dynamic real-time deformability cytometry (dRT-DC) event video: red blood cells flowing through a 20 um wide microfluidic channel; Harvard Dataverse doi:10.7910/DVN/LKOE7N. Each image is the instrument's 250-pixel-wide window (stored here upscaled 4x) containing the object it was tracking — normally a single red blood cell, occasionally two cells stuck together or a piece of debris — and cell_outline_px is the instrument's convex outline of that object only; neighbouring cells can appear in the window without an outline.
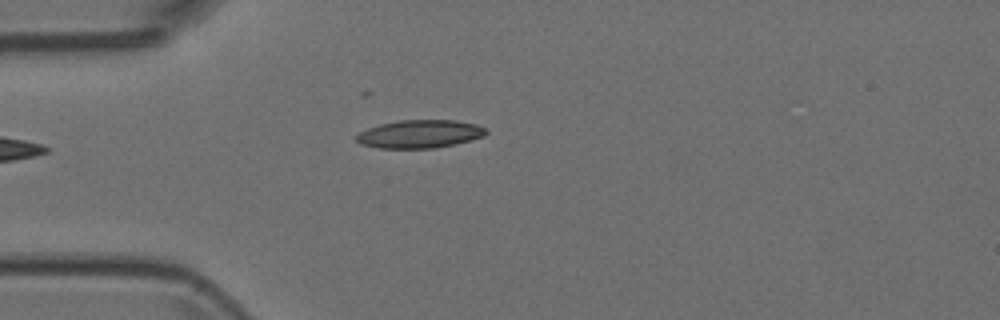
{"species": "Egyptian fruit bat (a non-hibernating species)", "species_latin": "Rousettus aegyptiacus", "temperature_condition": "room temperature", "stored_images_in_passage": 5, "camera_frame_rate_fps": 3000, "um_per_image_px": 0.085, "animal": {"sex": "female"}, "frame": {"image": 1, "passage_image": 5, "time_ms": 1.333, "image_size_px": [1000, 320], "cell_outline_px": [[488, 132], [484, 136], [472, 140], [456, 144], [432, 148], [380, 148], [360, 144], [356, 140], [356, 136], [360, 132], [368, 128], [380, 124], [400, 120], [456, 120], [476, 124], [488, 128]], "centroid_in_image_um": [35.72, 11.38], "position_along_channel_um": 49.3, "area_um2": 21.33}}